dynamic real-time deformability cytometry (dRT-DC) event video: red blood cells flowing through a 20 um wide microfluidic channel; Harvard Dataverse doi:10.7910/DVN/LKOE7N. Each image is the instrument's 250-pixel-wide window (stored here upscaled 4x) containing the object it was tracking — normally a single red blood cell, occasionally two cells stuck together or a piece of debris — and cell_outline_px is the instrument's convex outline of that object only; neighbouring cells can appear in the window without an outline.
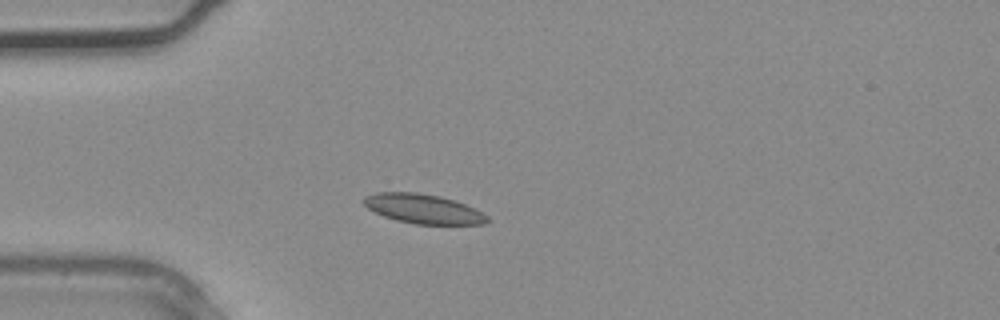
{"species": "common noctule bat (a hibernating species)", "species_latin": "Nyctalus noctula", "temperature_condition": "warm", "stored_images_in_passage": 1, "camera_frame_rate_fps": 3000, "um_per_image_px": 0.085, "animal": {"sex": "male", "body_mass_g": 20.4}, "frame": {"image": 1, "passage_image": 1, "time_ms": 0.0, "image_size_px": [1000, 320], "cell_outline_px": [[488, 220], [484, 224], [412, 224], [396, 220], [384, 216], [368, 208], [364, 204], [364, 196], [376, 192], [416, 192], [440, 196], [464, 204], [488, 216]], "centroid_in_image_um": [35.93, 17.75], "position_along_channel_um": 49.1, "area_um2": 20.92}}